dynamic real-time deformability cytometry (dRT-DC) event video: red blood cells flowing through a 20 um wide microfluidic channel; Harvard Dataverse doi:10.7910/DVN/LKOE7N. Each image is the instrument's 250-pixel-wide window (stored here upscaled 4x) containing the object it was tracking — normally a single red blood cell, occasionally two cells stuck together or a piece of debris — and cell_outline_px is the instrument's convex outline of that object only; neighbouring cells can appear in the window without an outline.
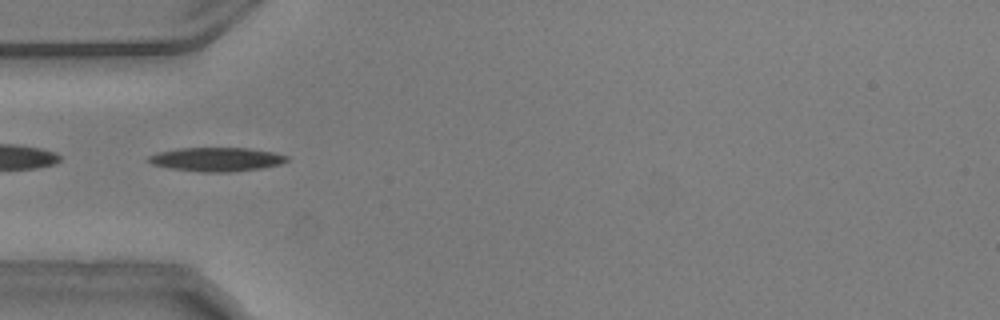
{"species": "common noctule bat (a hibernating species)", "species_latin": "Nyctalus noctula", "temperature_condition": "warm", "stored_images_in_passage": 17, "camera_frame_rate_fps": 3000, "um_per_image_px": 0.085, "animal": {"sex": "male", "body_mass_g": 20.5, "forearm_length_mm": 52.5}, "frame": {"image": 1, "passage_image": 1, "time_ms": 0.0, "image_size_px": [1000, 320], "cell_outline_px": [[288, 160], [280, 164], [264, 168], [228, 172], [204, 172], [168, 168], [152, 164], [148, 160], [148, 156], [160, 152], [180, 148], [248, 148], [272, 152], [288, 156]], "centroid_in_image_um": [18.42, 13.55], "position_along_channel_um": 66.6, "area_um2": 19.13}}